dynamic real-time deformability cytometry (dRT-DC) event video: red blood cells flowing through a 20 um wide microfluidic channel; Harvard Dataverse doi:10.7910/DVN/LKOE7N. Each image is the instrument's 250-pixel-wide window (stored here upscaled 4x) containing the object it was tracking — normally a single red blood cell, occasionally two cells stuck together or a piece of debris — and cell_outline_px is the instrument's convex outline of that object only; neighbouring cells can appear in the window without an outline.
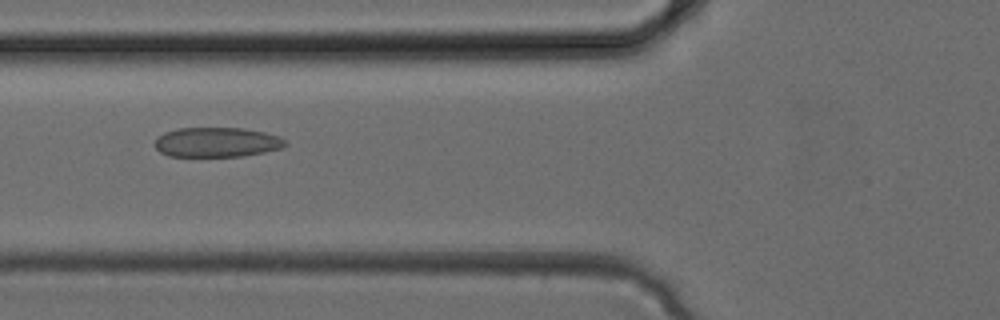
{"species": "common noctule bat (a hibernating species)", "species_latin": "Nyctalus noctula", "temperature_condition": "cold", "stored_images_in_passage": 34, "camera_frame_rate_fps": 3000, "um_per_image_px": 0.085, "animal": {"sex": "female", "body_mass_g": 24.6, "forearm_length_mm": 56.2}, "frame": {"image": 1, "passage_image": 13, "time_ms": 4.0, "image_size_px": [1000, 320], "cell_outline_px": [[288, 144], [284, 148], [244, 156], [168, 156], [160, 152], [156, 148], [156, 136], [164, 132], [176, 128], [244, 128], [264, 132], [280, 136]], "centroid_in_image_um": [18.44, 12.08], "position_along_channel_um": 107.4, "area_um2": 22.77}}
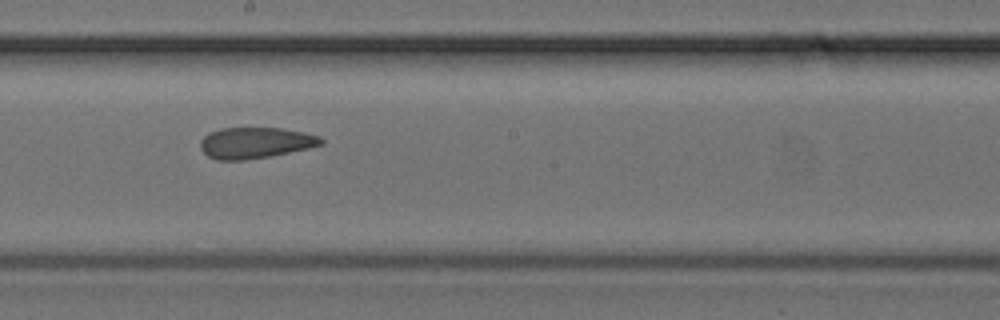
{"frame": {"image": 2, "passage_image": 19, "time_ms": 6.0, "image_size_px": [1000, 320], "cell_outline_px": [[324, 144], [308, 148], [268, 156], [244, 160], [216, 160], [208, 156], [200, 148], [200, 140], [208, 132], [220, 128], [280, 128], [304, 132], [320, 136], [324, 140]], "centroid_in_image_um": [21.68, 12.13], "position_along_channel_um": 226.5, "area_um2": 21.85}}
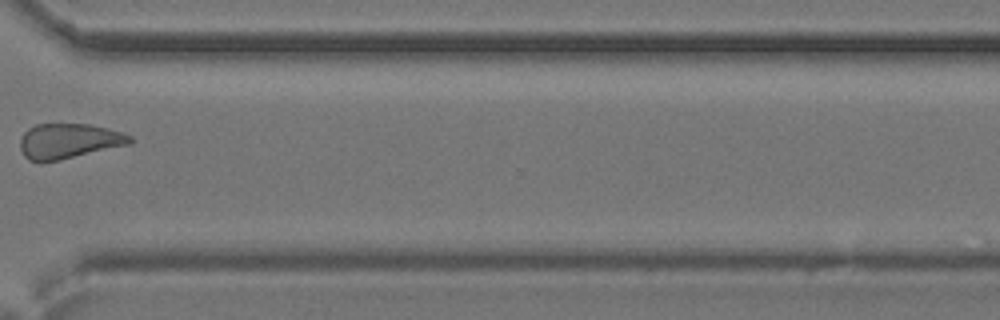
{"frame": {"image": 3, "passage_image": 26, "time_ms": 8.333, "image_size_px": [1000, 320], "cell_outline_px": [[132, 144], [60, 160], [40, 164], [28, 160], [24, 156], [20, 148], [20, 140], [24, 132], [28, 128], [36, 124], [88, 124], [108, 128], [132, 136]], "centroid_in_image_um": [5.82, 12.01], "position_along_channel_um": 364.8, "area_um2": 22.83}}